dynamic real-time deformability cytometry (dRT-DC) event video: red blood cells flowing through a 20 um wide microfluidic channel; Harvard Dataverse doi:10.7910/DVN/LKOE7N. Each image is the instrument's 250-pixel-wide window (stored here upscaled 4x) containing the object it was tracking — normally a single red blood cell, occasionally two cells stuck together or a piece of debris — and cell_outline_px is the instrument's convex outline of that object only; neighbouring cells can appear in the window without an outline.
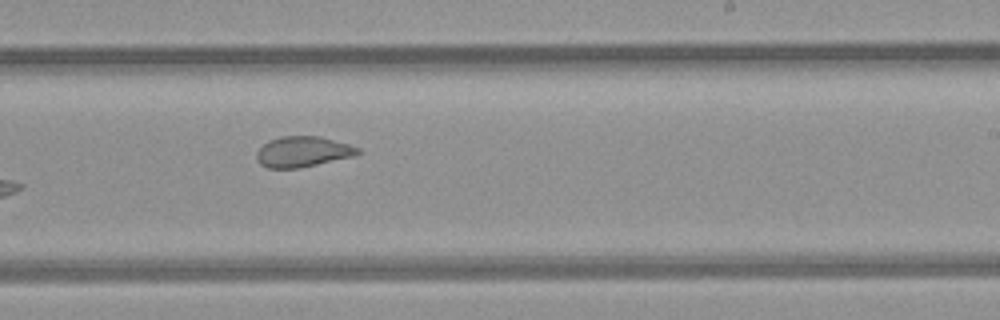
{"species": "common noctule bat (a hibernating species)", "species_latin": "Nyctalus noctula", "temperature_condition": "room temperature", "stored_images_in_passage": 10, "camera_frame_rate_fps": 3000, "um_per_image_px": 0.085, "animal": {"sex": "female", "body_mass_g": 21.9}, "frame": {"image": 1, "passage_image": 9, "time_ms": 9.333, "image_size_px": [1000, 320], "cell_outline_px": [[360, 152], [356, 156], [300, 168], [268, 168], [260, 164], [256, 160], [256, 152], [268, 140], [280, 136], [320, 136], [348, 144], [360, 148]], "centroid_in_image_um": [25.73, 12.9], "position_along_channel_um": 263.3, "area_um2": 18.21}}